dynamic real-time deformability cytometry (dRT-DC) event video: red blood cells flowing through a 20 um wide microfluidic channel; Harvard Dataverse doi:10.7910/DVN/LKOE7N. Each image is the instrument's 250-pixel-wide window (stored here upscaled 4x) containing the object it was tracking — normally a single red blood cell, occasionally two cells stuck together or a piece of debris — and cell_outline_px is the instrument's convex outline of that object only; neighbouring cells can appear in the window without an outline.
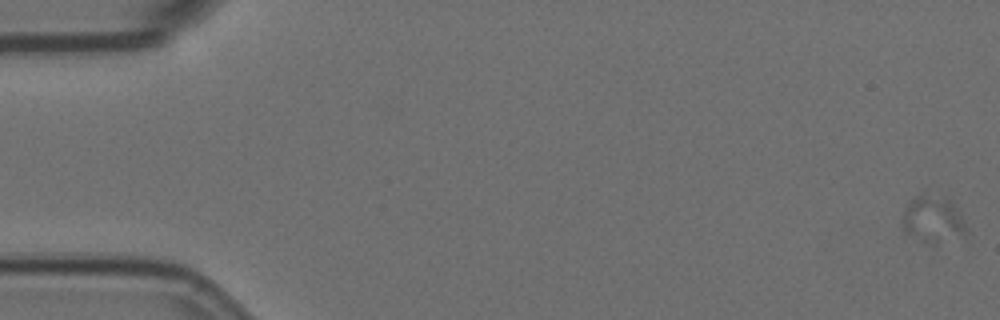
{"species": "Egyptian fruit bat (a non-hibernating species)", "species_latin": "Rousettus aegyptiacus", "temperature_condition": "room temperature", "stored_images_in_passage": 72, "camera_frame_rate_fps": 3000, "um_per_image_px": 0.085, "animal": {"sex": "female"}, "frame": {"image": 1, "passage_image": 1, "time_ms": 0.0, "image_size_px": [1000, 320], "cell_outline_px": [[968, 232], [964, 236], [936, 248], [932, 248], [920, 244], [904, 232], [900, 228], [904, 208], [924, 188], [952, 200], [960, 212]], "centroid_in_image_um": [79.28, 18.7], "position_along_channel_um": 5.7, "area_um2": 19.48}}
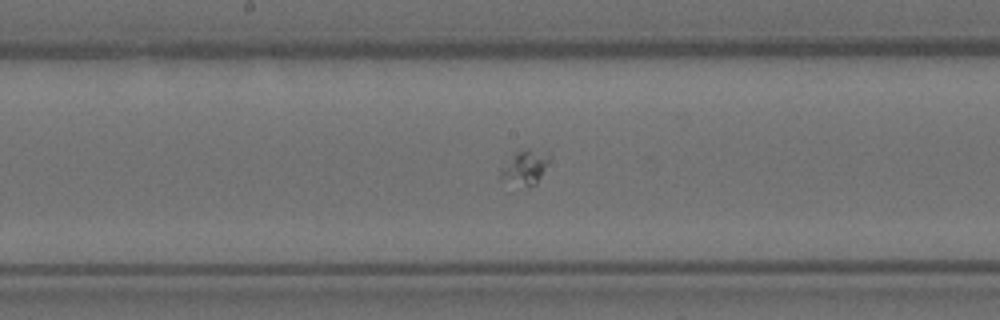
{"frame": {"image": 2, "passage_image": 38, "time_ms": 12.333, "image_size_px": [1000, 320], "cell_outline_px": [[552, 156], [536, 184], [528, 188], [500, 180], [500, 172], [512, 156], [516, 152], [524, 148], [528, 148], [552, 152]], "centroid_in_image_um": [44.68, 14.21], "position_along_channel_um": 203.5, "area_um2": 10.0}}
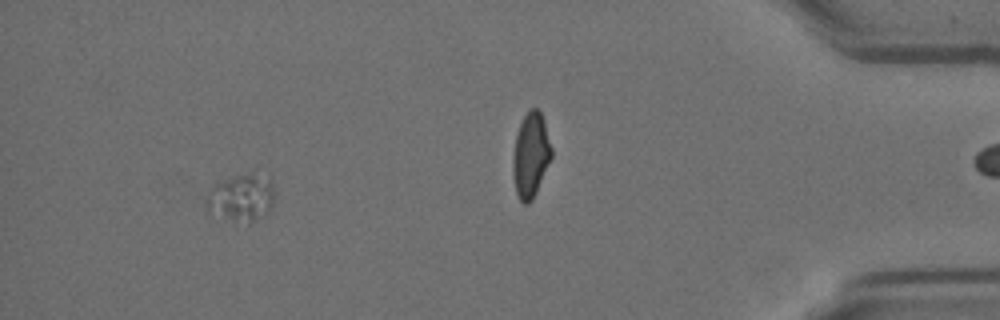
{"frame": {"image": 3, "passage_image": 66, "time_ms": 21.667, "image_size_px": [1000, 320], "cell_outline_px": [[276, 192], [272, 208], [264, 216], [248, 224], [208, 216], [204, 208], [204, 200], [212, 184], [216, 180], [232, 176], [268, 172], [272, 176]], "centroid_in_image_um": [20.49, 16.8], "position_along_channel_um": 414.7, "area_um2": 20.63}}